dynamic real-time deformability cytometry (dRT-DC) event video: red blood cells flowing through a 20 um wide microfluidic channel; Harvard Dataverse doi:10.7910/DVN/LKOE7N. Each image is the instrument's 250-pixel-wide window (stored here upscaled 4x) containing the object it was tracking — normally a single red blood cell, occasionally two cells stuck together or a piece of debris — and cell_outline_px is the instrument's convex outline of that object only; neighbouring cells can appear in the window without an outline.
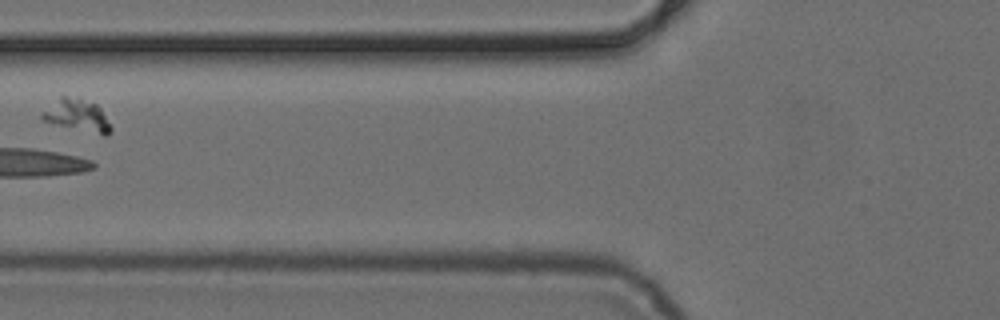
{"species": "common noctule bat (a hibernating species)", "species_latin": "Nyctalus noctula", "temperature_condition": "cold", "stored_images_in_passage": 7, "camera_frame_rate_fps": 3000, "um_per_image_px": 0.085, "animal": {"sex": "female", "body_mass_g": 24.6, "forearm_length_mm": 56.2}, "frame": {"image": 1, "passage_image": 6, "time_ms": 6.667, "image_size_px": [1000, 320], "cell_outline_px": [[112, 132], [104, 136], [44, 120], [40, 116], [60, 96], [64, 96], [96, 104], [100, 108], [112, 128]], "centroid_in_image_um": [6.63, 9.84], "position_along_channel_um": 119.2, "area_um2": 12.14}}
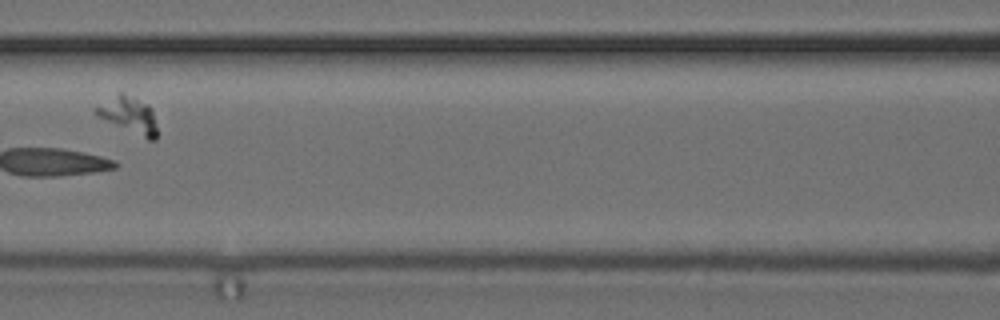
{"frame": {"image": 2, "passage_image": 7, "time_ms": 7.667, "image_size_px": [1000, 320], "cell_outline_px": [[156, 140], [148, 140], [96, 116], [92, 112], [96, 108], [120, 92], [148, 104], [152, 108], [156, 128]], "centroid_in_image_um": [10.96, 9.81], "position_along_channel_um": 155.6, "area_um2": 12.66}}